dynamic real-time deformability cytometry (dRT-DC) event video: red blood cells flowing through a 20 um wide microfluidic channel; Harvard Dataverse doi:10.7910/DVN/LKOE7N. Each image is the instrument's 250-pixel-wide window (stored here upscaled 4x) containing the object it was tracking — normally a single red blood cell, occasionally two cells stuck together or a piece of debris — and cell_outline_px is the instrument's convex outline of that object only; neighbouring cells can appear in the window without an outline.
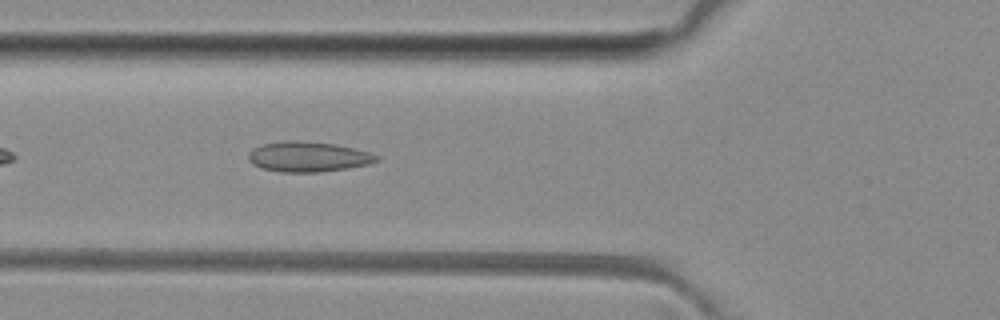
{"species": "common noctule bat (a hibernating species)", "species_latin": "Nyctalus noctula", "temperature_condition": "room temperature", "stored_images_in_passage": 33, "camera_frame_rate_fps": 3000, "um_per_image_px": 0.085, "animal": {"sex": "female", "body_mass_g": 29.2, "forearm_length_mm": 56.3}, "frame": {"image": 1, "passage_image": 6, "time_ms": 1.667, "image_size_px": [1000, 320], "cell_outline_px": [[380, 160], [368, 164], [348, 168], [320, 172], [280, 172], [260, 168], [252, 164], [248, 160], [248, 152], [252, 148], [260, 144], [284, 140], [300, 140], [336, 144], [368, 152], [380, 156]], "centroid_in_image_um": [26.14, 13.31], "position_along_channel_um": 99.7, "area_um2": 22.89}}
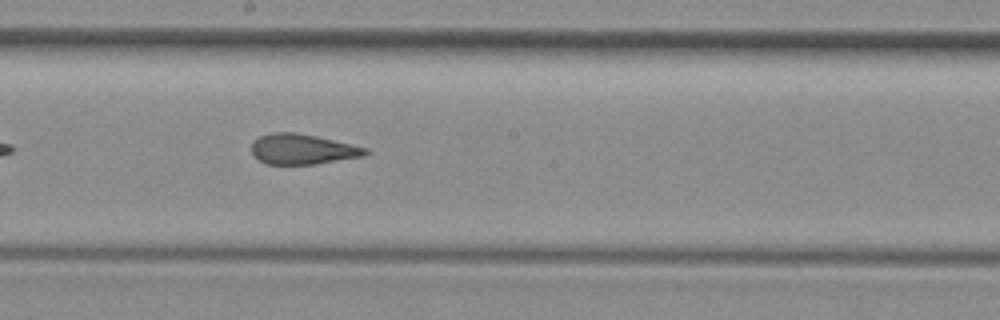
{"frame": {"image": 2, "passage_image": 15, "time_ms": 4.667, "image_size_px": [1000, 320], "cell_outline_px": [[368, 152], [364, 156], [316, 164], [264, 164], [252, 152], [252, 144], [260, 136], [272, 132], [296, 132], [316, 136], [368, 148]], "centroid_in_image_um": [25.72, 12.68], "position_along_channel_um": 222.5, "area_um2": 19.94}}
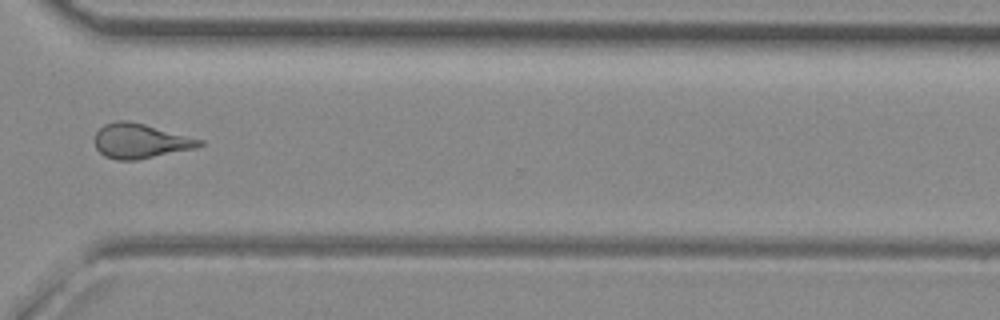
{"frame": {"image": 3, "passage_image": 25, "time_ms": 8.0, "image_size_px": [1000, 320], "cell_outline_px": [[204, 144], [196, 148], [136, 160], [116, 160], [104, 156], [96, 148], [96, 132], [104, 124], [120, 120], [128, 120], [144, 124], [204, 140]], "centroid_in_image_um": [11.94, 11.99], "position_along_channel_um": 358.7, "area_um2": 21.04}, "authors_computed_cell_mechanics": {"area_um2": 20.5768, "velocity_mm_per_s": 4.0881, "shape_relaxation_time_tau1_ms": null, "shape_relaxation_time_tau2_ms": 1.5556, "deformation_change_tau1": null, "deformation_change_tau2": 0.1018}}